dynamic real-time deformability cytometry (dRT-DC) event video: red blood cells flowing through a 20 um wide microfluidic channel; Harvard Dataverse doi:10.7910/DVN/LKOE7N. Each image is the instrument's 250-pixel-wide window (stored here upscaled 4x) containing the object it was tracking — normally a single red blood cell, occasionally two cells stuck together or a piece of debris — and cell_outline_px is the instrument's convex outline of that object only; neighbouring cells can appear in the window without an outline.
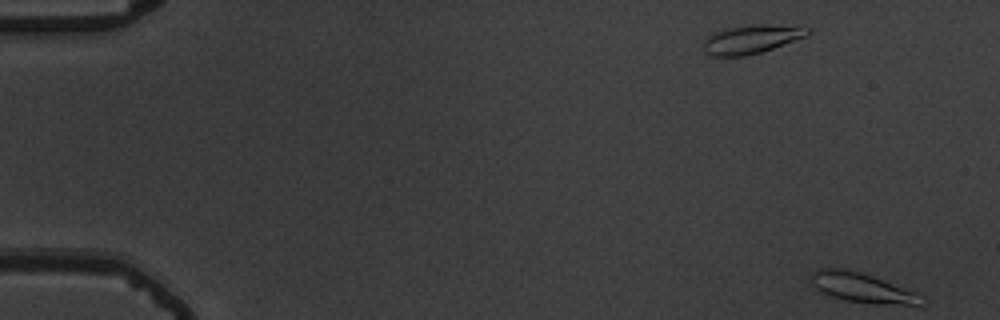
{"species": "common noctule bat (a hibernating species)", "species_latin": "Nyctalus noctula", "temperature_condition": "warm", "stored_images_in_passage": 3, "segment_of_instrument_passage": [2, 2], "camera_frame_rate_fps": 3000, "um_per_image_px": 0.085, "animal": {"sex": "male", "body_mass_g": 19.5, "forearm_length_mm": 54.6}, "frame": {"image": 1, "passage_image": 3, "time_ms": 0.667, "image_size_px": [1000, 320], "cell_outline_px": [[924, 304], [876, 304], [848, 300], [828, 296], [820, 292], [808, 280], [808, 276], [816, 268], [844, 268], [860, 272], [920, 292]], "centroid_in_image_um": [73.23, 24.44], "position_along_channel_um": 11.8, "area_um2": 19.36}}